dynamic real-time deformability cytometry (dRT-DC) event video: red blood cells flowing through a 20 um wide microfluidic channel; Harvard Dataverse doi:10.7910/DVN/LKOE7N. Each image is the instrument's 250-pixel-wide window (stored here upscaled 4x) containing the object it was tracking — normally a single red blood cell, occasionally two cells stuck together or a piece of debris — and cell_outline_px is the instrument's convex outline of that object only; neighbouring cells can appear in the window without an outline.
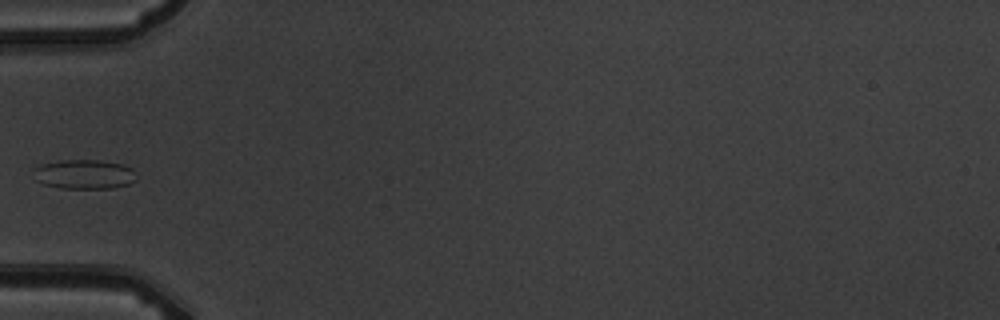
{"species": "common noctule bat (a hibernating species)", "species_latin": "Nyctalus noctula", "temperature_condition": "warm", "stored_images_in_passage": 5, "camera_frame_rate_fps": 3000, "um_per_image_px": 0.085, "animal": {"sex": "male", "body_mass_g": 19.5, "forearm_length_mm": 54.6}, "frame": {"image": 1, "passage_image": 5, "time_ms": 6.333, "image_size_px": [1000, 320], "cell_outline_px": [[136, 180], [128, 184], [112, 188], [60, 188], [44, 184], [36, 180], [32, 168], [40, 164], [60, 160], [100, 160], [124, 164], [132, 168]], "centroid_in_image_um": [7.13, 14.8], "position_along_channel_um": 77.9, "area_um2": 17.74}}